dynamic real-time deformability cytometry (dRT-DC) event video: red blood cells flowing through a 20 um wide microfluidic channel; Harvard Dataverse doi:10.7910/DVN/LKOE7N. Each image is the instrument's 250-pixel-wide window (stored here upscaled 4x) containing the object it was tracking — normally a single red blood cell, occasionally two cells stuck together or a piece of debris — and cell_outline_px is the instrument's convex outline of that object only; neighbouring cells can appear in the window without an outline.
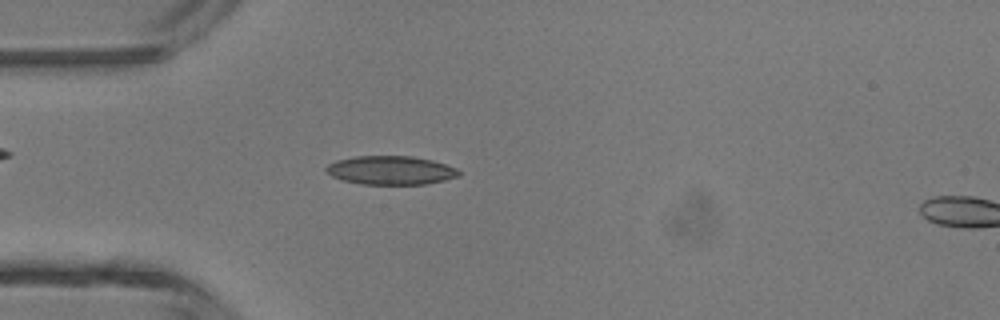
{"species": "common noctule bat (a hibernating species)", "species_latin": "Nyctalus noctula", "temperature_condition": "room temperature", "stored_images_in_passage": 5, "segment_of_instrument_passage": [1, 2], "camera_frame_rate_fps": 3000, "um_per_image_px": 0.085, "animal": {"sex": "male", "body_mass_g": 13.3}, "frame": {"image": 1, "passage_image": 4, "time_ms": 1.0, "image_size_px": [1000, 320], "cell_outline_px": [[460, 176], [428, 184], [360, 184], [344, 180], [332, 176], [324, 168], [328, 164], [336, 160], [356, 156], [412, 156], [432, 160], [456, 168], [460, 172]], "centroid_in_image_um": [33.22, 14.47], "position_along_channel_um": 51.8, "area_um2": 22.14}}